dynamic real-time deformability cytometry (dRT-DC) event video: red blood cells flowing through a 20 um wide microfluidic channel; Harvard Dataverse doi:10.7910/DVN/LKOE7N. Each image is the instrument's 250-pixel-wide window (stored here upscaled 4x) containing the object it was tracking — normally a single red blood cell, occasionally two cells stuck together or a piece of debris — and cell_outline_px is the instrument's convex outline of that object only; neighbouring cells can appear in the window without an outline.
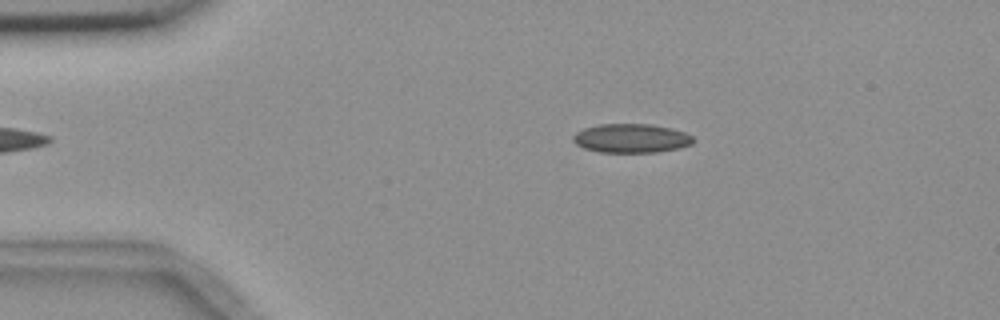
{"species": "common noctule bat (a hibernating species)", "species_latin": "Nyctalus noctula", "temperature_condition": "room temperature", "stored_images_in_passage": 4, "camera_frame_rate_fps": 3000, "um_per_image_px": 0.085, "animal": {"sex": "female", "body_mass_g": 18.4}, "frame": {"image": 1, "passage_image": 1, "time_ms": 0.0, "image_size_px": [1000, 320], "cell_outline_px": [[696, 140], [692, 144], [680, 148], [656, 152], [600, 152], [584, 148], [576, 144], [572, 140], [572, 136], [576, 132], [584, 128], [600, 124], [652, 124], [672, 128], [684, 132], [692, 136]], "centroid_in_image_um": [53.67, 11.75], "position_along_channel_um": 31.3, "area_um2": 20.4}}